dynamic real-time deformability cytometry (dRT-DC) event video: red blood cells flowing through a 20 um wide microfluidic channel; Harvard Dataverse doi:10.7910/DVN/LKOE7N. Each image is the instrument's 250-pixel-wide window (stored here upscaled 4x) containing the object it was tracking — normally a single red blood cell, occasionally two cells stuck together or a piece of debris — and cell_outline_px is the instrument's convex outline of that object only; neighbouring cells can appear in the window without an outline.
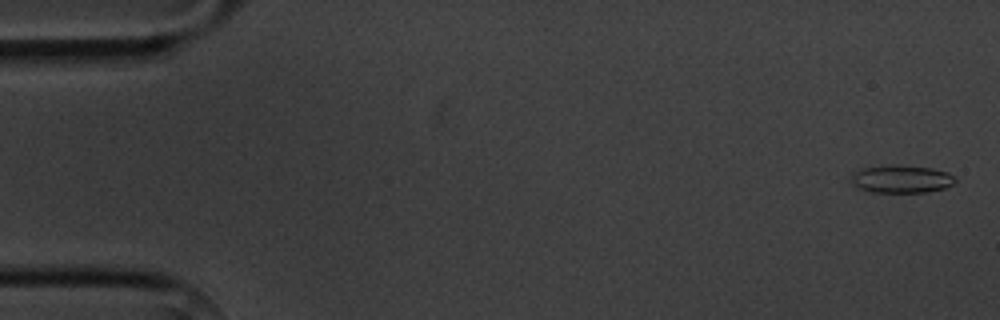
{"species": "common noctule bat (a hibernating species)", "species_latin": "Nyctalus noctula", "temperature_condition": "cold", "stored_images_in_passage": 5, "camera_frame_rate_fps": 3000, "um_per_image_px": 0.085, "animal": {"sex": "male", "body_mass_g": 20.1, "forearm_length_mm": 53.5}, "frame": {"image": 1, "passage_image": 1, "time_ms": 0.0, "image_size_px": [1000, 320], "cell_outline_px": [[956, 180], [952, 184], [944, 188], [924, 192], [872, 192], [856, 188], [852, 184], [852, 176], [856, 172], [864, 168], [892, 164], [932, 168], [948, 172]], "centroid_in_image_um": [76.6, 15.22], "position_along_channel_um": 8.4, "area_um2": 16.7}}
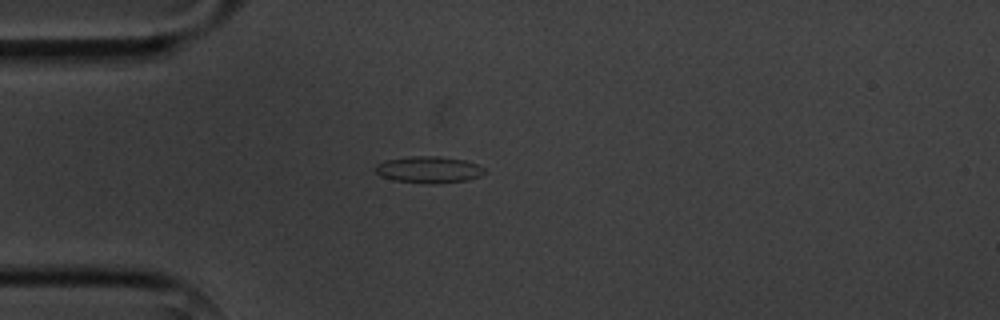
{"frame": {"image": 2, "passage_image": 5, "time_ms": 4.333, "image_size_px": [1000, 320], "cell_outline_px": [[484, 172], [480, 176], [468, 180], [428, 184], [392, 180], [380, 176], [372, 168], [376, 164], [384, 160], [412, 156], [440, 156], [464, 160], [476, 164], [484, 168]], "centroid_in_image_um": [36.38, 14.42], "position_along_channel_um": 48.6, "area_um2": 17.05}}